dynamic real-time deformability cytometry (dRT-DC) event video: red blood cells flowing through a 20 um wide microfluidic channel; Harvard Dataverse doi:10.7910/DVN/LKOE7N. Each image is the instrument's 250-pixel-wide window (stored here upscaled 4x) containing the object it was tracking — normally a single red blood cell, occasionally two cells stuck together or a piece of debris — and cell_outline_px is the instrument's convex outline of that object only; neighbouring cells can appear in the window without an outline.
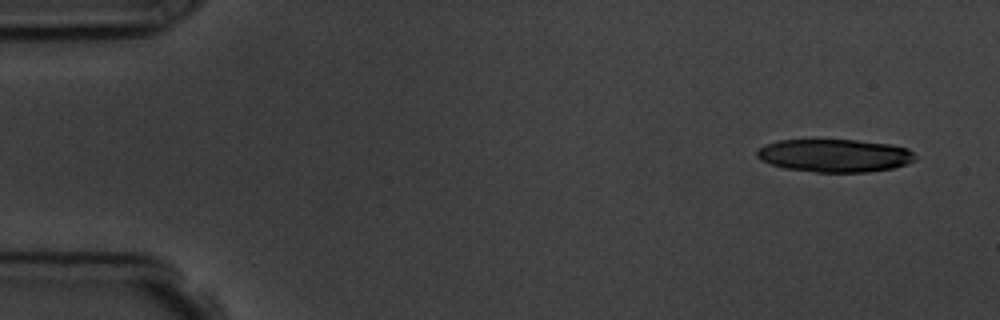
{"species": "common noctule bat (a hibernating species)", "species_latin": "Nyctalus noctula", "temperature_condition": "room temperature", "stored_images_in_passage": 10, "camera_frame_rate_fps": 3000, "um_per_image_px": 0.085, "animal": {"sex": "male", "body_mass_g": 19.5, "forearm_length_mm": 54.6}, "frame": {"image": 1, "passage_image": 1, "time_ms": 0.0, "image_size_px": [1000, 320], "cell_outline_px": [[916, 160], [908, 164], [892, 168], [868, 172], [816, 172], [784, 168], [760, 160], [756, 156], [756, 152], [764, 144], [776, 140], [856, 140], [892, 144], [908, 148], [916, 156]], "centroid_in_image_um": [70.96, 13.22], "position_along_channel_um": 14.0, "area_um2": 30.58}}
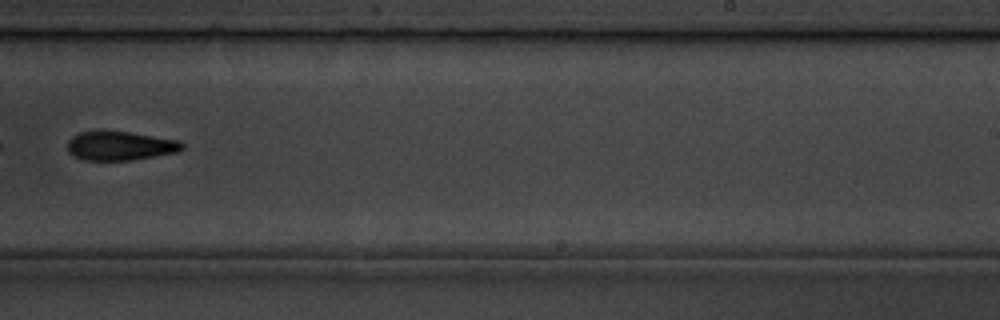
{"frame": {"image": 2, "passage_image": 10, "time_ms": 10.333, "image_size_px": [1000, 320], "cell_outline_px": [[184, 148], [176, 152], [156, 156], [132, 160], [84, 160], [72, 156], [68, 152], [68, 140], [72, 136], [80, 132], [96, 128], [104, 128], [180, 140], [184, 144]], "centroid_in_image_um": [10.16, 12.35], "position_along_channel_um": 278.8, "area_um2": 20.11}}